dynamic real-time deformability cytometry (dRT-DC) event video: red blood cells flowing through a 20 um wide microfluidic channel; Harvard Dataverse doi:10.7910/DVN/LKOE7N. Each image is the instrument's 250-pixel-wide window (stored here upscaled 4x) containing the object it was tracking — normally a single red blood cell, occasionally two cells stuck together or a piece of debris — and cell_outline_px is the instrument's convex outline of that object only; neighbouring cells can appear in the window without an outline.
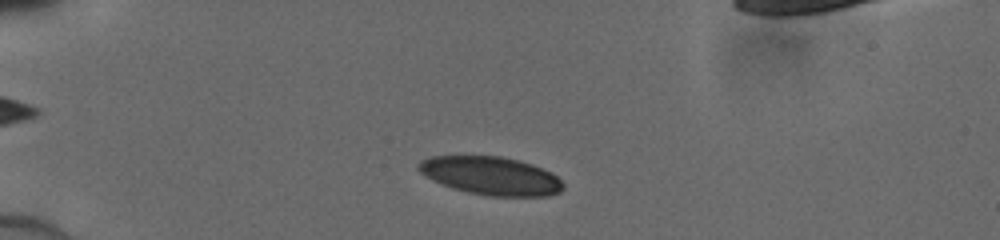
{"species": "human", "species_latin": "Homo sapiens", "temperature_condition": "cold", "stored_images_in_passage": 39, "camera_frame_rate_fps": 3000, "um_per_image_px": 0.085, "donor": {"sex": "male"}, "frame": {"image": 1, "passage_image": 2, "time_ms": 0.333, "image_size_px": [1000, 240], "cell_outline_px": [[564, 188], [560, 192], [548, 196], [488, 196], [468, 192], [452, 188], [432, 180], [420, 172], [416, 168], [416, 164], [420, 160], [432, 156], [500, 156], [532, 164], [552, 172], [564, 184]], "centroid_in_image_um": [41.72, 14.94], "position_along_channel_um": 43.3, "area_um2": 32.31}}
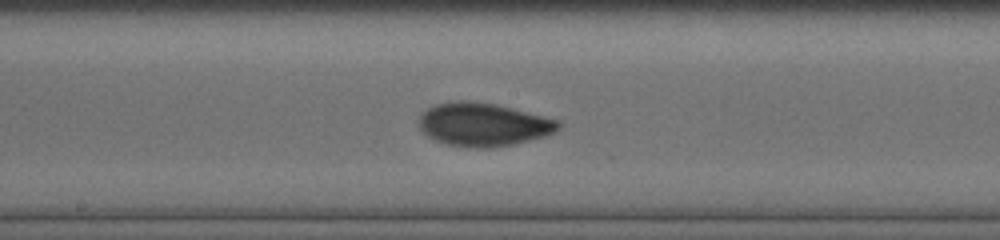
{"frame": {"image": 2, "passage_image": 17, "time_ms": 5.333, "image_size_px": [1000, 240], "cell_outline_px": [[560, 128], [544, 136], [512, 144], [488, 148], [476, 148], [448, 144], [436, 140], [428, 136], [420, 128], [420, 116], [428, 108], [436, 104], [460, 100], [468, 100], [496, 104], [556, 120], [560, 124]], "centroid_in_image_um": [41.05, 10.58], "position_along_channel_um": 207.2, "area_um2": 34.45}}
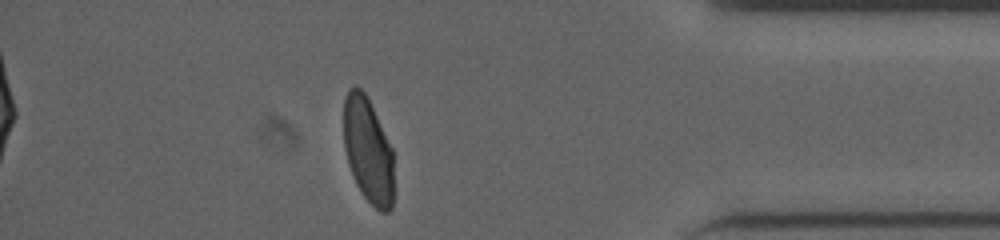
{"frame": {"image": 3, "passage_image": 33, "time_ms": 10.667, "image_size_px": [1000, 240], "cell_outline_px": [[392, 208], [388, 212], [380, 212], [364, 196], [356, 184], [348, 164], [344, 148], [344, 96], [348, 88], [356, 84], [364, 92], [392, 148]], "centroid_in_image_um": [31.25, 12.76], "position_along_channel_um": 404.0, "area_um2": 30.46}}